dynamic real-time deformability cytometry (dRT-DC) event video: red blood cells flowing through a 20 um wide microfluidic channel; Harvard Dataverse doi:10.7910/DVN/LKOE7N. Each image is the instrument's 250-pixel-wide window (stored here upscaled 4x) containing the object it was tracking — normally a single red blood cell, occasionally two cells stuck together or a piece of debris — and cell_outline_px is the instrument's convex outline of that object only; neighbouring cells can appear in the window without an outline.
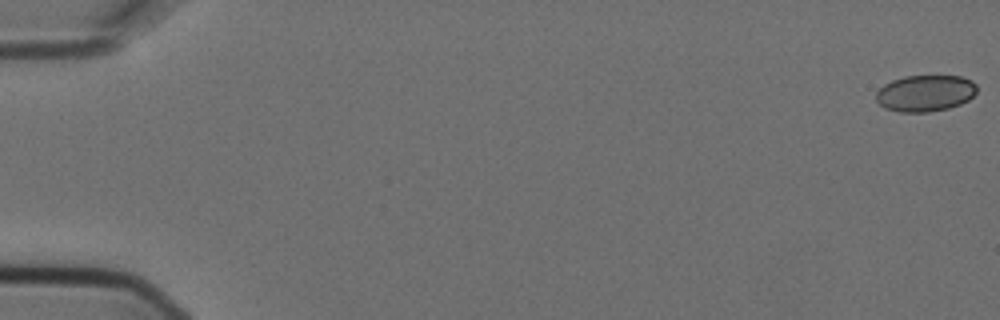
{"species": "Egyptian fruit bat (a non-hibernating species)", "species_latin": "Rousettus aegyptiacus", "temperature_condition": "cold", "stored_images_in_passage": 5, "camera_frame_rate_fps": 3000, "um_per_image_px": 0.085, "animal": {"sex": "female"}, "frame": {"image": 1, "passage_image": 1, "time_ms": 0.0, "image_size_px": [1000, 320], "cell_outline_px": [[976, 92], [968, 100], [960, 104], [948, 108], [928, 112], [900, 112], [884, 108], [876, 100], [876, 92], [884, 84], [892, 80], [904, 76], [960, 76], [972, 80], [976, 84]], "centroid_in_image_um": [78.63, 7.92], "position_along_channel_um": 6.4, "area_um2": 21.44}}
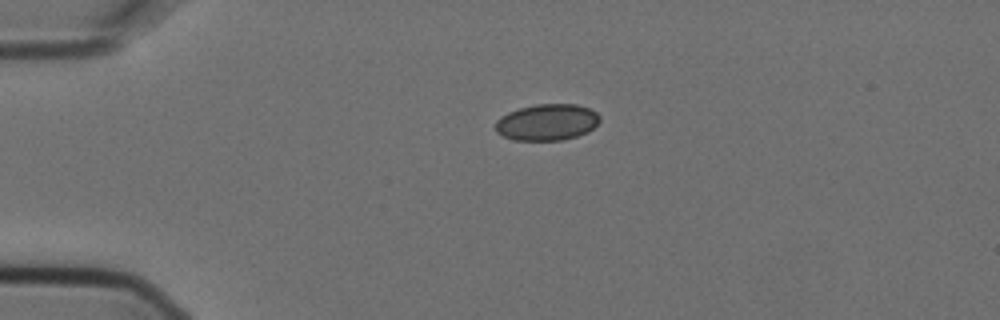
{"frame": {"image": 2, "passage_image": 4, "time_ms": 1.0, "image_size_px": [1000, 320], "cell_outline_px": [[600, 120], [588, 132], [564, 140], [512, 140], [496, 132], [496, 120], [500, 116], [508, 112], [520, 108], [536, 104], [576, 104], [588, 108], [596, 112], [600, 116]], "centroid_in_image_um": [46.49, 10.39], "position_along_channel_um": 38.5, "area_um2": 22.14}}